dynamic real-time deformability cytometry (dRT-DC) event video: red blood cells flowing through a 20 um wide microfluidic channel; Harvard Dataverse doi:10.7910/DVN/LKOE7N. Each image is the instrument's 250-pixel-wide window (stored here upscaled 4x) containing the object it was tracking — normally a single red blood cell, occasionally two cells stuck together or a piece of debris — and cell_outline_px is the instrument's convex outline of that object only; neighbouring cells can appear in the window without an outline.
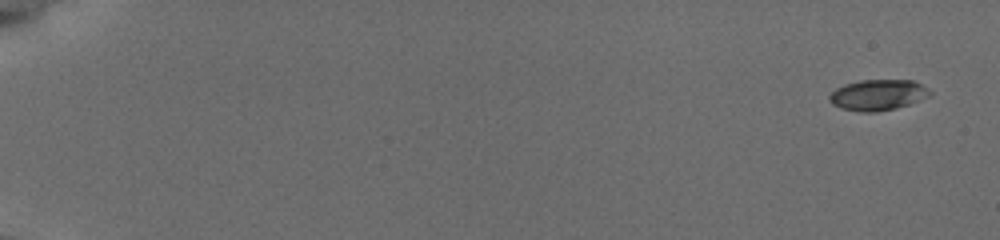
{"species": "common noctule bat (a hibernating species)", "species_latin": "Nyctalus noctula", "temperature_condition": "cold", "stored_images_in_passage": 11, "camera_frame_rate_fps": 3000, "um_per_image_px": 0.085, "animal": {"sex": "female", "body_mass_g": 19.5, "forearm_length_mm": 54.1}, "frame": {"image": 1, "passage_image": 1, "time_ms": 0.0, "image_size_px": [1000, 240], "cell_outline_px": [[932, 92], [928, 96], [908, 104], [896, 108], [876, 112], [860, 112], [840, 108], [832, 104], [828, 100], [828, 96], [836, 88], [844, 84], [860, 80], [912, 80], [928, 88]], "centroid_in_image_um": [74.57, 8.07], "position_along_channel_um": 10.4, "area_um2": 18.03}}